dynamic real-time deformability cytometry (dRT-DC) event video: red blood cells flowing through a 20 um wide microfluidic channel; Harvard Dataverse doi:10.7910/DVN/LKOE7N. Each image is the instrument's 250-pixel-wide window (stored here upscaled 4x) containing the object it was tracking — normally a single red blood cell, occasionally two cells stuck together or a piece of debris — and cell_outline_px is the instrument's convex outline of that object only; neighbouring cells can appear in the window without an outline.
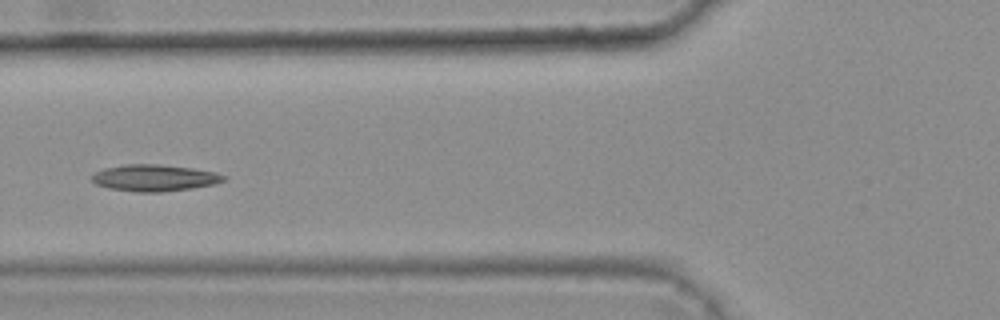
{"species": "common noctule bat (a hibernating species)", "species_latin": "Nyctalus noctula", "temperature_condition": "warm", "stored_images_in_passage": 7, "camera_frame_rate_fps": 3000, "um_per_image_px": 0.085, "animal": {"sex": "female", "body_mass_g": 25.1}, "frame": {"image": 1, "passage_image": 5, "time_ms": 1.333, "image_size_px": [1000, 320], "cell_outline_px": [[228, 176], [224, 180], [216, 184], [192, 188], [160, 192], [136, 192], [108, 188], [96, 184], [92, 180], [92, 172], [104, 168], [124, 164], [160, 164], [192, 168], [216, 172]], "centroid_in_image_um": [13.12, 15.11], "position_along_channel_um": 112.7, "area_um2": 20.63}}
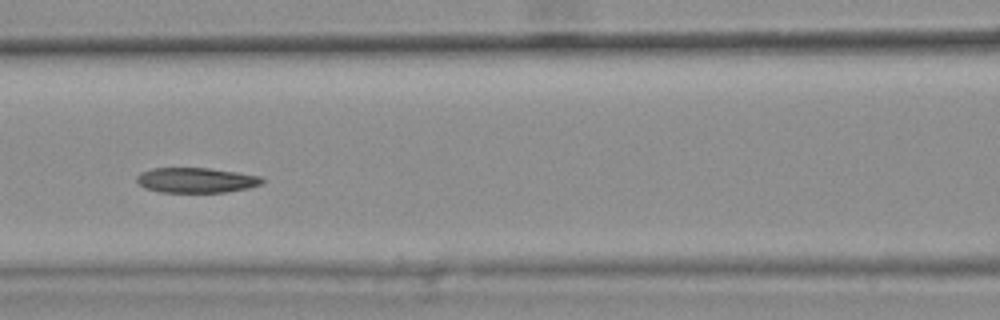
{"frame": {"image": 2, "passage_image": 6, "time_ms": 1.667, "image_size_px": [1000, 320], "cell_outline_px": [[264, 184], [248, 188], [224, 192], [160, 192], [144, 188], [136, 180], [136, 176], [140, 172], [152, 168], [208, 168], [236, 172], [260, 176], [264, 180]], "centroid_in_image_um": [16.66, 15.31], "position_along_channel_um": 149.9, "area_um2": 18.38}}